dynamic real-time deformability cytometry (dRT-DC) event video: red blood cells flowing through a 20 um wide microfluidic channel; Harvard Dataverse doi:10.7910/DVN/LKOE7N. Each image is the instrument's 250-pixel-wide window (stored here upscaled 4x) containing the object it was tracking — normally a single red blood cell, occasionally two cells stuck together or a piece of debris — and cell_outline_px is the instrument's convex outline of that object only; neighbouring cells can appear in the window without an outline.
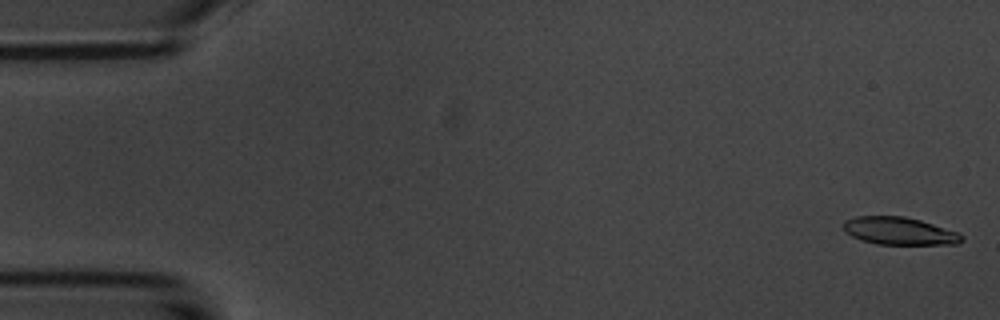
{"species": "common noctule bat (a hibernating species)", "species_latin": "Nyctalus noctula", "temperature_condition": "room temperature", "stored_images_in_passage": 6, "camera_frame_rate_fps": 3000, "um_per_image_px": 0.085, "animal": {"sex": "male", "body_mass_g": 20.1, "forearm_length_mm": 53.5}, "frame": {"image": 1, "passage_image": 1, "time_ms": 0.0, "image_size_px": [1000, 320], "cell_outline_px": [[964, 240], [956, 244], [876, 244], [860, 240], [844, 232], [844, 220], [856, 216], [904, 216], [920, 220], [960, 232], [964, 236]], "centroid_in_image_um": [76.45, 19.63], "position_along_channel_um": 8.5, "area_um2": 19.19}}